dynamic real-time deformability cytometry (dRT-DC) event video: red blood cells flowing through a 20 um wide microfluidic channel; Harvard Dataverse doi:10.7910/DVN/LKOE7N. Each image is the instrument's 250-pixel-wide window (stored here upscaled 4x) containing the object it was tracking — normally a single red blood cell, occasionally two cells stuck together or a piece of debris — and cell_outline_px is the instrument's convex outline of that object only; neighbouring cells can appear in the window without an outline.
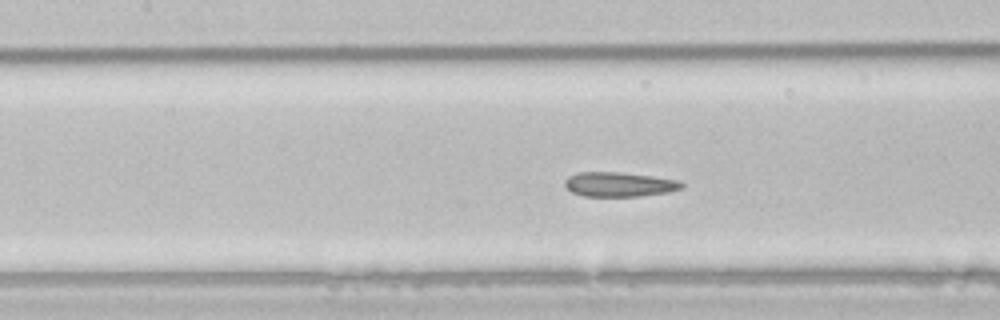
{"species": "common noctule bat (a hibernating species)", "species_latin": "Nyctalus noctula", "temperature_condition": "room temperature", "stored_images_in_passage": 53, "camera_frame_rate_fps": 3000, "um_per_image_px": 0.085, "animal": {"sex": "male", "body_mass_g": 21.5, "forearm_length_mm": 52.0}, "frame": {"image": 1, "passage_image": 23, "time_ms": 7.333, "image_size_px": [1000, 320], "cell_outline_px": [[684, 188], [668, 192], [640, 196], [584, 196], [572, 192], [564, 184], [564, 180], [568, 176], [576, 172], [616, 172], [652, 176], [676, 180], [684, 184]], "centroid_in_image_um": [52.61, 15.67], "position_along_channel_um": 154.8, "area_um2": 16.65}, "authors_computed_cell_mechanics": {"area_um2": 19.074, "velocity_mm_per_s": 3.8888, "shape_relaxation_time_tau1_ms": 6.0168, "shape_relaxation_time_tau2_ms": 1.5969, "deformation_change_tau1": 0.1468, "deformation_change_tau2": 0.0545}}